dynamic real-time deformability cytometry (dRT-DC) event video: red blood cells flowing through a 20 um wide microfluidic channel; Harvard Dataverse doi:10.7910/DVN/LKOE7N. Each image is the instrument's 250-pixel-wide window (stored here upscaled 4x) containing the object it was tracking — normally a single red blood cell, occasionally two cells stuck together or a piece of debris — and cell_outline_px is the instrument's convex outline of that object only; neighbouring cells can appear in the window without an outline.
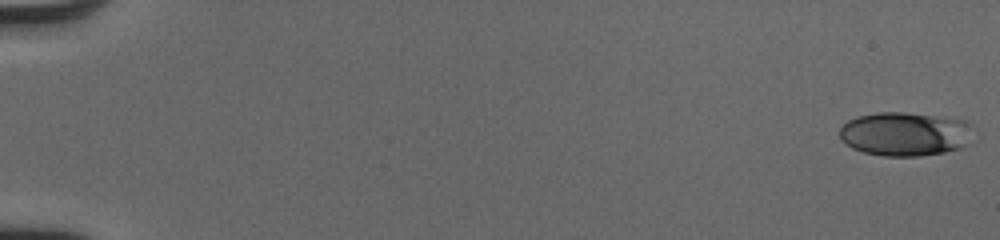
{"species": "human", "species_latin": "Homo sapiens", "temperature_condition": "cold", "stored_images_in_passage": 52, "camera_frame_rate_fps": 3000, "um_per_image_px": 0.085, "donor": {"sex": "male"}, "frame": {"image": 1, "passage_image": 1, "time_ms": 0.0, "image_size_px": [1000, 240], "cell_outline_px": [[972, 144], [960, 148], [944, 152], [920, 156], [884, 156], [864, 152], [852, 148], [840, 140], [840, 128], [848, 120], [856, 116], [876, 112], [904, 112], [968, 120], [972, 124]], "centroid_in_image_um": [76.97, 11.38], "position_along_channel_um": 8.0, "area_um2": 34.74}}
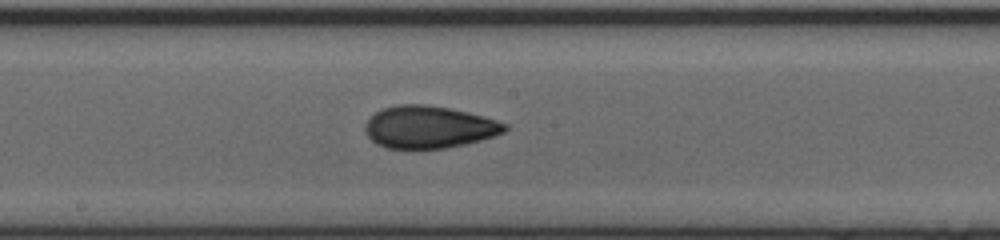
{"frame": {"image": 2, "passage_image": 30, "time_ms": 9.667, "image_size_px": [1000, 240], "cell_outline_px": [[508, 128], [504, 132], [496, 136], [464, 144], [444, 148], [388, 148], [376, 144], [368, 136], [364, 128], [364, 124], [376, 112], [384, 108], [396, 104], [428, 104], [452, 108], [484, 116], [508, 124]], "centroid_in_image_um": [36.48, 10.78], "position_along_channel_um": 211.7, "area_um2": 34.51}}
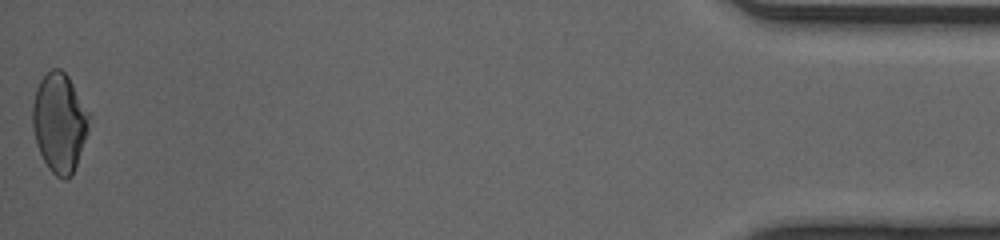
{"frame": {"image": 3, "passage_image": 52, "time_ms": 17.0, "image_size_px": [1000, 240], "cell_outline_px": [[88, 132], [72, 176], [64, 180], [56, 176], [48, 168], [36, 144], [32, 128], [32, 104], [36, 88], [40, 80], [52, 68], [60, 68], [68, 76], [88, 112]], "centroid_in_image_um": [5.02, 10.44], "position_along_channel_um": 430.2, "area_um2": 32.48}, "authors_computed_cell_mechanics": {"area_um2": 32.6859, "velocity_mm_per_s": 4.1287, "shape_relaxation_time_tau1_ms": 10.3775, "shape_relaxation_time_tau2_ms": 1.6782, "deformation_change_tau1": 0.2201, "deformation_change_tau2": 0.0702}}